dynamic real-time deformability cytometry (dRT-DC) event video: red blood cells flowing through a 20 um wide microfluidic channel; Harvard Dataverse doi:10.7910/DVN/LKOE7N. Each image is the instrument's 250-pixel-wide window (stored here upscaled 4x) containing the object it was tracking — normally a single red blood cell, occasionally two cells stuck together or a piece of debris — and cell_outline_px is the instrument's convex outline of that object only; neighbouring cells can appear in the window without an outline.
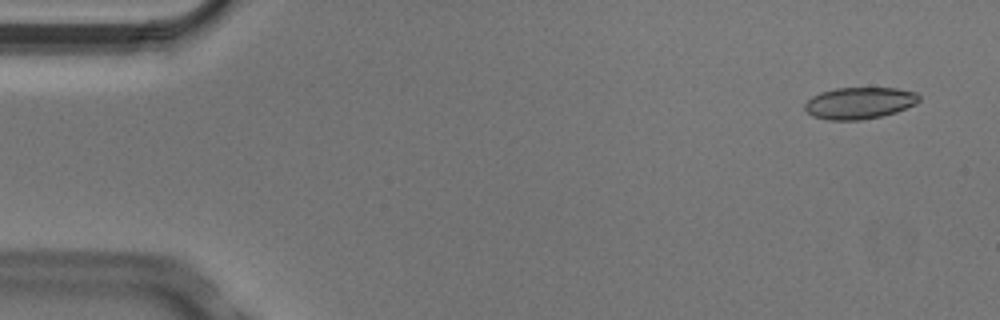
{"species": "Egyptian fruit bat (a non-hibernating species)", "species_latin": "Rousettus aegyptiacus", "temperature_condition": "cold", "stored_images_in_passage": 5, "segment_of_instrument_passage": [2, 2], "camera_frame_rate_fps": 3000, "um_per_image_px": 0.085, "animal": {"sex": "male"}, "frame": {"image": 1, "passage_image": 5, "time_ms": 1.333, "image_size_px": [1000, 320], "cell_outline_px": [[920, 100], [916, 104], [896, 112], [880, 116], [860, 120], [828, 120], [812, 116], [804, 108], [804, 104], [812, 96], [820, 92], [836, 88], [896, 88], [916, 92], [920, 96]], "centroid_in_image_um": [73.05, 8.75], "position_along_channel_um": 12.0, "area_um2": 21.15}}